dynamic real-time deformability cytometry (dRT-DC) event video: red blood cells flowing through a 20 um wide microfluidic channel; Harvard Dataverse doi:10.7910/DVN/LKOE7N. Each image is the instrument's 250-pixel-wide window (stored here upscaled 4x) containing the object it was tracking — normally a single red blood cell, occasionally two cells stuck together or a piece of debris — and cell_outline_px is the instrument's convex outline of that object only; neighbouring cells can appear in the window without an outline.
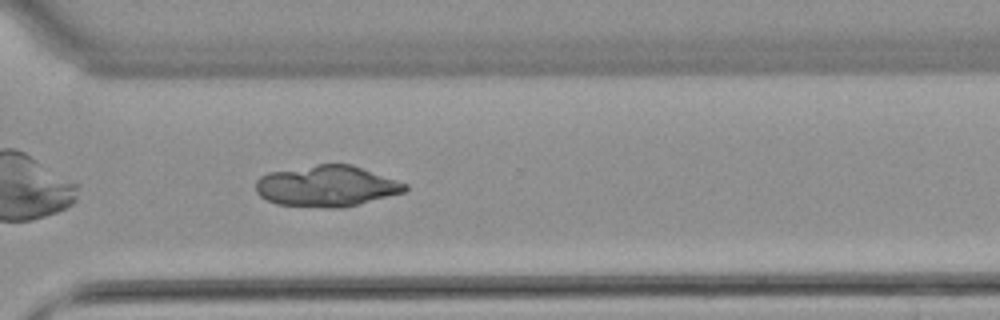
{"species": "common noctule bat (a hibernating species)", "species_latin": "Nyctalus noctula", "temperature_condition": "warm", "stored_images_in_passage": 37, "camera_frame_rate_fps": 3000, "um_per_image_px": 0.085, "animal": {"sex": "female", "body_mass_g": 22.7, "forearm_length_mm": 54.2}, "frame": {"image": 1, "passage_image": 23, "time_ms": 7.333, "image_size_px": [1000, 320], "cell_outline_px": [[408, 188], [404, 192], [340, 208], [328, 208], [276, 204], [260, 196], [256, 192], [256, 180], [260, 176], [268, 172], [316, 164], [352, 164], [408, 184]], "centroid_in_image_um": [27.74, 15.81], "position_along_channel_um": 342.9, "area_um2": 35.6}}
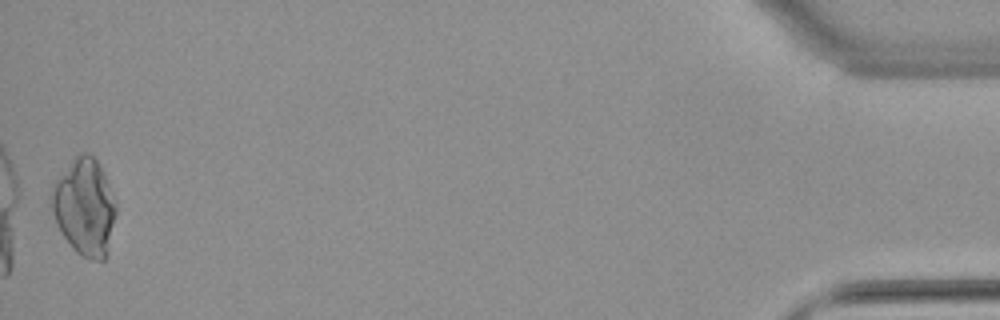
{"frame": {"image": 2, "passage_image": 37, "time_ms": 12.0, "image_size_px": [1000, 320], "cell_outline_px": [[116, 212], [104, 260], [92, 260], [80, 256], [72, 248], [56, 224], [48, 200], [48, 192], [52, 184], [72, 160], [80, 152], [88, 152], [96, 160], [104, 176], [116, 204]], "centroid_in_image_um": [7.12, 17.59], "position_along_channel_um": 428.1, "area_um2": 36.18}}